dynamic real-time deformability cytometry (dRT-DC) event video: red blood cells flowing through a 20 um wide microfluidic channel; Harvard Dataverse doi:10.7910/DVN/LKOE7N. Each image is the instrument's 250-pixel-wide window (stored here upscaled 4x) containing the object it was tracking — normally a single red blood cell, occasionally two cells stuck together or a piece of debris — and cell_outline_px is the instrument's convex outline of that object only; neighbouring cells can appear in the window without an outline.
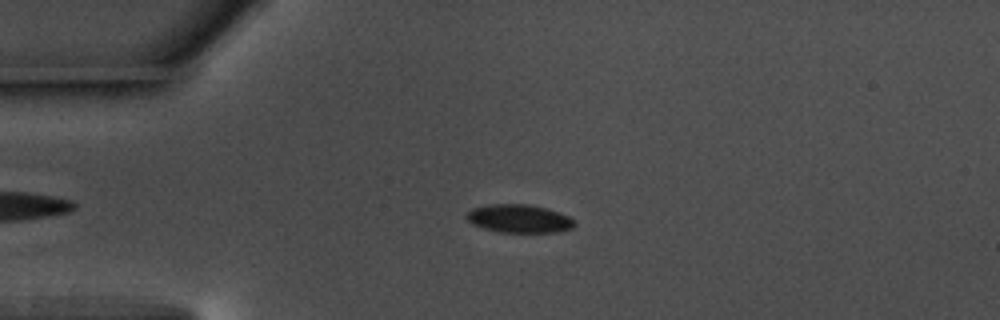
{"species": "common noctule bat (a hibernating species)", "species_latin": "Nyctalus noctula", "temperature_condition": "warm", "stored_images_in_passage": 38, "camera_frame_rate_fps": 3000, "um_per_image_px": 0.085, "animal": {"sex": "male", "body_mass_g": 17.5, "forearm_length_mm": 52.3}, "frame": {"image": 1, "passage_image": 4, "time_ms": 1.0, "image_size_px": [1000, 320], "cell_outline_px": [[576, 224], [572, 228], [556, 232], [500, 232], [484, 228], [472, 224], [464, 216], [472, 208], [488, 204], [528, 204], [560, 212], [568, 216]], "centroid_in_image_um": [44.1, 18.58], "position_along_channel_um": 40.9, "area_um2": 17.69}}
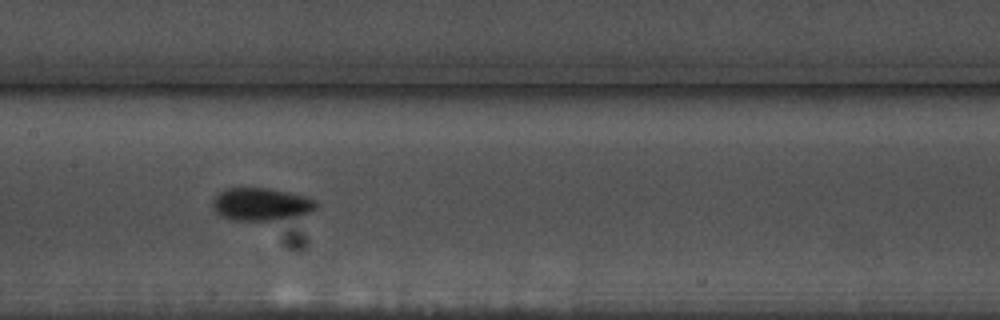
{"frame": {"image": 2, "passage_image": 18, "time_ms": 5.667, "image_size_px": [1000, 320], "cell_outline_px": [[316, 208], [300, 216], [272, 220], [232, 220], [220, 216], [212, 208], [212, 200], [220, 192], [228, 188], [268, 188], [288, 192], [304, 196], [316, 200]], "centroid_in_image_um": [22.16, 17.36], "position_along_channel_um": 185.2, "area_um2": 19.65}}
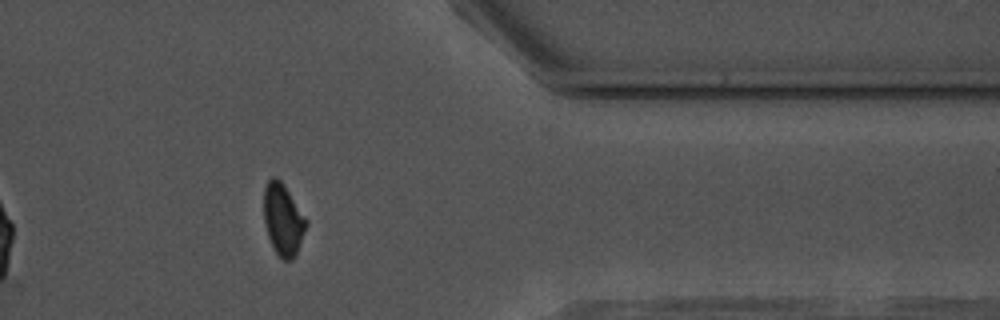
{"frame": {"image": 3, "passage_image": 36, "time_ms": 11.667, "image_size_px": [1000, 320], "cell_outline_px": [[308, 224], [296, 252], [292, 260], [284, 260], [272, 248], [264, 224], [264, 188], [268, 180], [272, 176], [276, 176], [284, 184], [308, 220]], "centroid_in_image_um": [24.05, 18.63], "position_along_channel_um": 387.3, "area_um2": 17.74}, "authors_computed_cell_mechanics": {"area_um2": 18.0914, "velocity_mm_per_s": 3.6537, "shape_relaxation_time_tau1_ms": 2.9022, "shape_relaxation_time_tau2_ms": 9.2613, "deformation_change_tau1": 0.0763, "deformation_change_tau2": 0.0968}}